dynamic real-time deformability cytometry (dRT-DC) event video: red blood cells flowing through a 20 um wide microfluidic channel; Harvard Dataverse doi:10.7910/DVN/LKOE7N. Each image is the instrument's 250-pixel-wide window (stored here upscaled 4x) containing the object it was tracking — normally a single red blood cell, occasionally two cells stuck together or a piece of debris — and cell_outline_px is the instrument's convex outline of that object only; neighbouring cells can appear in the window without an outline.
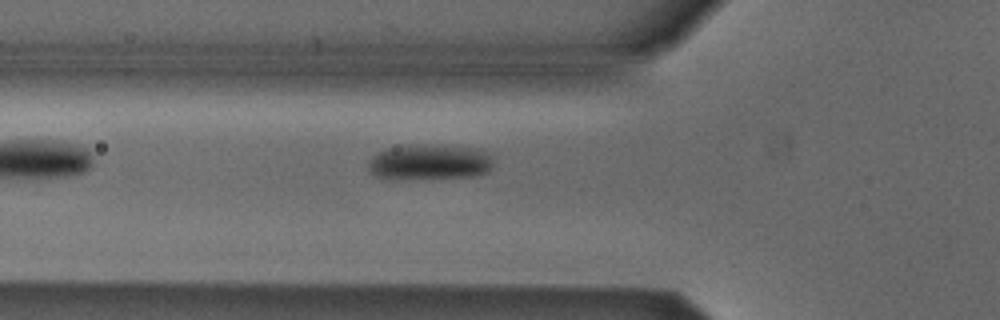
{"species": "Egyptian fruit bat (a non-hibernating species)", "species_latin": "Rousettus aegyptiacus", "temperature_condition": "cold", "stored_images_in_passage": 3, "camera_frame_rate_fps": 3000, "um_per_image_px": 0.085, "animal": {"sex": "male"}, "frame": {"image": 1, "passage_image": 3, "time_ms": 0.667, "image_size_px": [1000, 320], "cell_outline_px": [[492, 164], [488, 172], [472, 176], [396, 180], [384, 180], [376, 176], [368, 168], [368, 160], [372, 156], [388, 148], [432, 144], [468, 148], [484, 152], [492, 156]], "centroid_in_image_um": [36.44, 13.81], "position_along_channel_um": 89.4, "area_um2": 25.78}}